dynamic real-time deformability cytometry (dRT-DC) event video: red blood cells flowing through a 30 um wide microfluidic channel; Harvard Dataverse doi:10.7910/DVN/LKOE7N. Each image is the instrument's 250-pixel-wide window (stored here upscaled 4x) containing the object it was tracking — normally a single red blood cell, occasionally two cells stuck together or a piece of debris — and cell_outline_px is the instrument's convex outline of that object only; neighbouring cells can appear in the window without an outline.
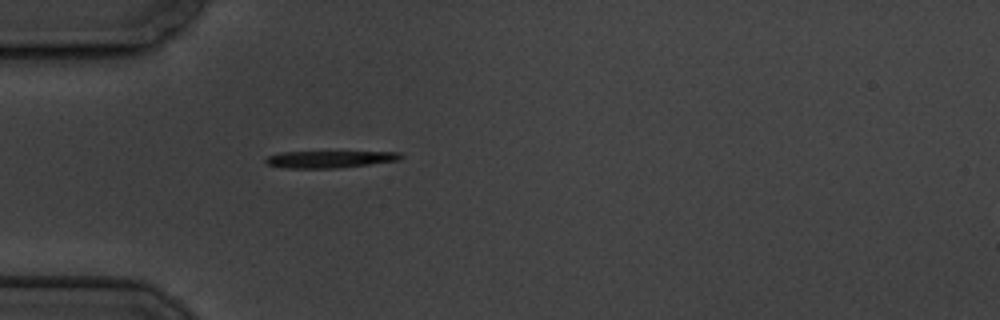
{"species": "common noctule bat (a hibernating species)", "species_latin": "Nyctalus noctula", "temperature_condition": "cold", "stored_images_in_passage": 1, "camera_frame_rate_fps": 3000, "um_per_image_px": 0.085, "animal": {"sex": "male", "body_mass_g": 19.5, "forearm_length_mm": 54.6}, "frame": {"image": 1, "passage_image": 1, "time_ms": 0.0, "image_size_px": [1000, 320], "cell_outline_px": [[404, 156], [400, 160], [340, 168], [284, 168], [268, 164], [264, 160], [268, 156], [280, 152], [400, 152]], "centroid_in_image_um": [28.04, 13.54], "position_along_channel_um": 57.0, "area_um2": 13.35}}